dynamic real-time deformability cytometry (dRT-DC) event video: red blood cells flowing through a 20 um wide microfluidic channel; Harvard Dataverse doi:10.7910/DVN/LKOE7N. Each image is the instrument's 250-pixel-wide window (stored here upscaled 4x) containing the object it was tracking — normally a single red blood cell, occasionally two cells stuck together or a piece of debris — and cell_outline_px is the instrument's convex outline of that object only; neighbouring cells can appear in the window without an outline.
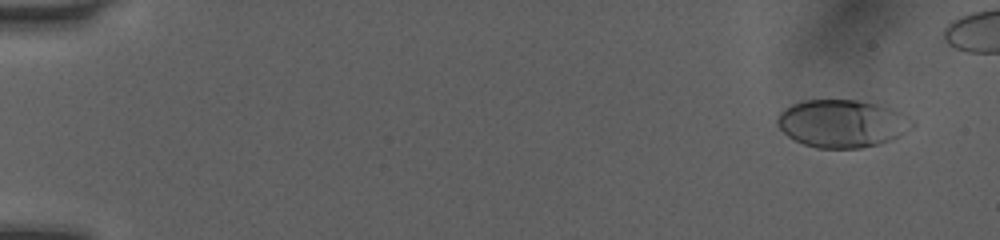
{"species": "human", "species_latin": "Homo sapiens", "temperature_condition": "room temperature", "stored_images_in_passage": 49, "camera_frame_rate_fps": 3000, "um_per_image_px": 0.085, "donor": {"sex": "female"}, "frame": {"image": 1, "passage_image": 3, "time_ms": 0.667, "image_size_px": [1000, 240], "cell_outline_px": [[916, 124], [912, 128], [900, 136], [892, 140], [880, 144], [860, 148], [816, 148], [804, 144], [788, 136], [776, 124], [776, 120], [780, 112], [784, 108], [792, 104], [804, 100], [856, 100], [876, 104], [892, 108], [916, 120]], "centroid_in_image_um": [71.62, 10.5], "position_along_channel_um": 13.4, "area_um2": 37.8}}
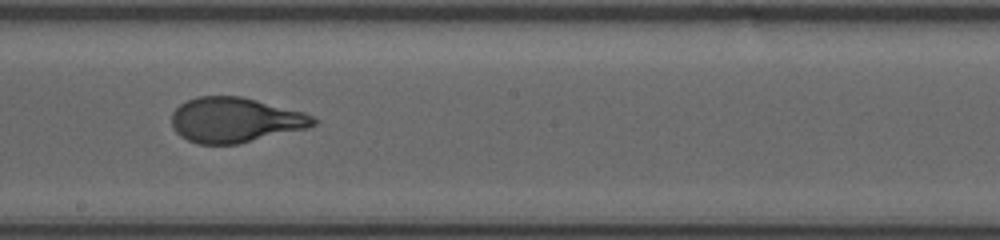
{"frame": {"image": 2, "passage_image": 30, "time_ms": 9.667, "image_size_px": [1000, 240], "cell_outline_px": [[320, 120], [316, 124], [308, 128], [236, 144], [200, 144], [188, 140], [180, 136], [172, 128], [172, 112], [180, 104], [196, 96], [240, 96], [304, 112]], "centroid_in_image_um": [19.98, 10.2], "position_along_channel_um": 228.2, "area_um2": 37.11}}
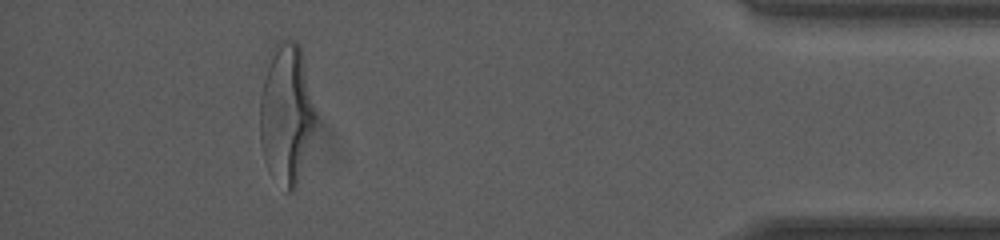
{"frame": {"image": 3, "passage_image": 47, "time_ms": 15.333, "image_size_px": [1000, 240], "cell_outline_px": [[316, 116], [296, 188], [292, 192], [284, 192], [268, 172], [264, 160], [260, 140], [260, 96], [272, 48], [280, 40], [296, 40], [300, 44], [316, 112]], "centroid_in_image_um": [24.32, 9.7], "position_along_channel_um": 410.9, "area_um2": 45.08}, "authors_computed_cell_mechanics": {"area_um2": 37.4544, "velocity_mm_per_s": 4.0624, "shape_relaxation_time_tau1_ms": 4.0302, "shape_relaxation_time_tau2_ms": null, "deformation_change_tau1": 0.2046, "deformation_change_tau2": null}}